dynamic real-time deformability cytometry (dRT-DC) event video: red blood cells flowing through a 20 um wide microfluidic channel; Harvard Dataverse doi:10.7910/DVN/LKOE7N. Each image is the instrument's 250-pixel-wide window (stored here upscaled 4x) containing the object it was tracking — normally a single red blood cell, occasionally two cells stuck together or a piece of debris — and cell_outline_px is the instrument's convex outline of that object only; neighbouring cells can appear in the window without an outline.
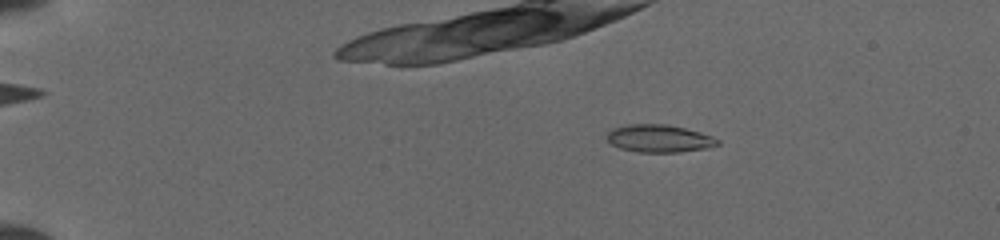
{"species": "common noctule bat (a hibernating species)", "species_latin": "Nyctalus noctula", "temperature_condition": "cold", "stored_images_in_passage": 36, "camera_frame_rate_fps": 3000, "um_per_image_px": 0.085, "animal": {"sex": "female", "body_mass_g": 19.5, "forearm_length_mm": 54.1}, "frame": {"image": 1, "passage_image": 7, "time_ms": 2.0, "image_size_px": [1000, 240], "cell_outline_px": [[720, 144], [708, 148], [680, 152], [640, 152], [620, 148], [612, 144], [608, 140], [608, 132], [612, 128], [628, 124], [668, 124], [700, 132], [712, 136], [720, 140]], "centroid_in_image_um": [56.06, 11.77], "position_along_channel_um": 28.9, "area_um2": 17.8}}
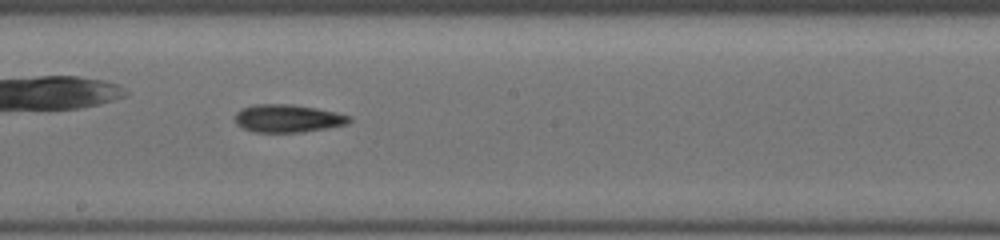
{"frame": {"image": 2, "passage_image": 26, "time_ms": 9.0, "image_size_px": [1000, 240], "cell_outline_px": [[352, 120], [348, 124], [304, 132], [252, 132], [236, 124], [232, 116], [240, 108], [256, 104], [288, 104], [316, 108], [336, 112], [352, 116]], "centroid_in_image_um": [24.43, 10.06], "position_along_channel_um": 223.8, "area_um2": 18.79}}
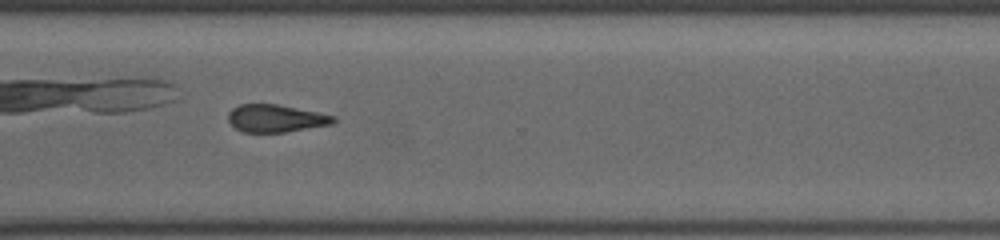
{"frame": {"image": 3, "passage_image": 32, "time_ms": 12.0, "image_size_px": [1000, 240], "cell_outline_px": [[336, 120], [332, 124], [284, 132], [244, 132], [236, 128], [228, 120], [228, 112], [232, 108], [240, 104], [276, 104], [336, 116]], "centroid_in_image_um": [23.42, 10.06], "position_along_channel_um": 347.2, "area_um2": 16.7}}